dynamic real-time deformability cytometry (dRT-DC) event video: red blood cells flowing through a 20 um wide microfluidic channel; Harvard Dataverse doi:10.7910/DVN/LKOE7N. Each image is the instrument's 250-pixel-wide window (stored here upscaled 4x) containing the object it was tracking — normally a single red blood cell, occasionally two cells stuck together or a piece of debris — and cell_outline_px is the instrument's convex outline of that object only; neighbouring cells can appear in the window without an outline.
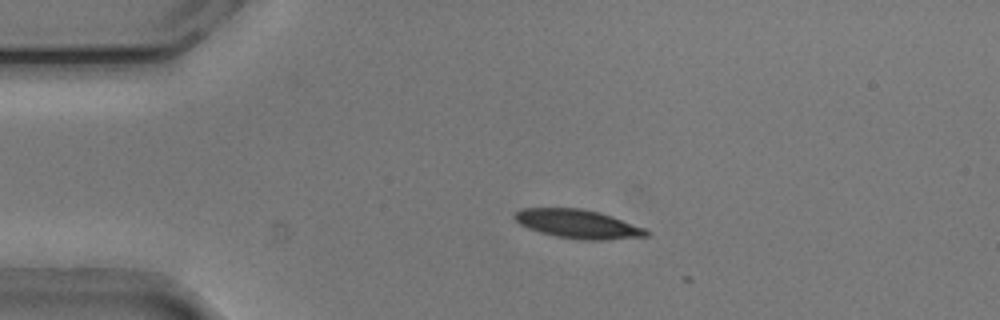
{"species": "common noctule bat (a hibernating species)", "species_latin": "Nyctalus noctula", "temperature_condition": "cold", "stored_images_in_passage": 4, "camera_frame_rate_fps": 3000, "um_per_image_px": 0.085, "animal": {"sex": "male", "body_mass_g": 20.5, "forearm_length_mm": 52.5}, "frame": {"image": 1, "passage_image": 2, "time_ms": 0.333, "image_size_px": [1000, 320], "cell_outline_px": [[652, 232], [648, 236], [600, 240], [584, 240], [556, 236], [540, 232], [528, 228], [520, 224], [512, 216], [520, 208], [580, 208], [600, 212], [612, 216], [644, 228]], "centroid_in_image_um": [49.12, 19.03], "position_along_channel_um": 35.9, "area_um2": 22.02}}